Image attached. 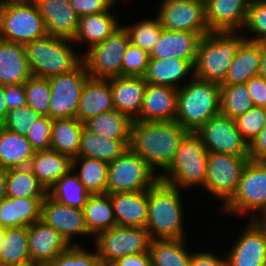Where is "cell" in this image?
<instances>
[{"label": "cell", "mask_w": 266, "mask_h": 266, "mask_svg": "<svg viewBox=\"0 0 266 266\" xmlns=\"http://www.w3.org/2000/svg\"><path fill=\"white\" fill-rule=\"evenodd\" d=\"M188 133L176 121L133 120L129 149L141 156L155 171L165 172L176 156L180 141Z\"/></svg>", "instance_id": "obj_1"}, {"label": "cell", "mask_w": 266, "mask_h": 266, "mask_svg": "<svg viewBox=\"0 0 266 266\" xmlns=\"http://www.w3.org/2000/svg\"><path fill=\"white\" fill-rule=\"evenodd\" d=\"M147 196L148 222L145 228L151 239H185L179 189L159 179L147 190Z\"/></svg>", "instance_id": "obj_2"}, {"label": "cell", "mask_w": 266, "mask_h": 266, "mask_svg": "<svg viewBox=\"0 0 266 266\" xmlns=\"http://www.w3.org/2000/svg\"><path fill=\"white\" fill-rule=\"evenodd\" d=\"M178 89L175 121L188 132H196L204 123L220 114V84L195 78Z\"/></svg>", "instance_id": "obj_3"}, {"label": "cell", "mask_w": 266, "mask_h": 266, "mask_svg": "<svg viewBox=\"0 0 266 266\" xmlns=\"http://www.w3.org/2000/svg\"><path fill=\"white\" fill-rule=\"evenodd\" d=\"M239 32H209L202 36L194 62L195 78L221 84L234 60L236 51L245 40Z\"/></svg>", "instance_id": "obj_4"}, {"label": "cell", "mask_w": 266, "mask_h": 266, "mask_svg": "<svg viewBox=\"0 0 266 266\" xmlns=\"http://www.w3.org/2000/svg\"><path fill=\"white\" fill-rule=\"evenodd\" d=\"M71 44H74L72 40L52 35L25 44L32 76L49 78L74 69L82 61V56Z\"/></svg>", "instance_id": "obj_5"}, {"label": "cell", "mask_w": 266, "mask_h": 266, "mask_svg": "<svg viewBox=\"0 0 266 266\" xmlns=\"http://www.w3.org/2000/svg\"><path fill=\"white\" fill-rule=\"evenodd\" d=\"M206 150L200 136L196 132H188L180 141L174 161L163 173H159L160 180L177 187L201 186L202 189L207 177Z\"/></svg>", "instance_id": "obj_6"}, {"label": "cell", "mask_w": 266, "mask_h": 266, "mask_svg": "<svg viewBox=\"0 0 266 266\" xmlns=\"http://www.w3.org/2000/svg\"><path fill=\"white\" fill-rule=\"evenodd\" d=\"M37 5L23 0L0 3V39L25 45L47 36Z\"/></svg>", "instance_id": "obj_7"}, {"label": "cell", "mask_w": 266, "mask_h": 266, "mask_svg": "<svg viewBox=\"0 0 266 266\" xmlns=\"http://www.w3.org/2000/svg\"><path fill=\"white\" fill-rule=\"evenodd\" d=\"M159 179V174L141 156L128 149L108 163L107 194L145 191Z\"/></svg>", "instance_id": "obj_8"}, {"label": "cell", "mask_w": 266, "mask_h": 266, "mask_svg": "<svg viewBox=\"0 0 266 266\" xmlns=\"http://www.w3.org/2000/svg\"><path fill=\"white\" fill-rule=\"evenodd\" d=\"M151 237L144 227L116 225L95 237L98 256L103 266L132 254L148 253Z\"/></svg>", "instance_id": "obj_9"}, {"label": "cell", "mask_w": 266, "mask_h": 266, "mask_svg": "<svg viewBox=\"0 0 266 266\" xmlns=\"http://www.w3.org/2000/svg\"><path fill=\"white\" fill-rule=\"evenodd\" d=\"M221 207L220 210L228 215H246L250 211L255 214L260 211L258 214H262L266 209V162L249 160L241 174L237 191Z\"/></svg>", "instance_id": "obj_10"}, {"label": "cell", "mask_w": 266, "mask_h": 266, "mask_svg": "<svg viewBox=\"0 0 266 266\" xmlns=\"http://www.w3.org/2000/svg\"><path fill=\"white\" fill-rule=\"evenodd\" d=\"M129 43L128 32L121 26L103 42L88 49L82 61L89 77L108 80L121 76L123 56Z\"/></svg>", "instance_id": "obj_11"}, {"label": "cell", "mask_w": 266, "mask_h": 266, "mask_svg": "<svg viewBox=\"0 0 266 266\" xmlns=\"http://www.w3.org/2000/svg\"><path fill=\"white\" fill-rule=\"evenodd\" d=\"M89 78L83 61L67 73L48 78L51 90V119L76 118L81 92Z\"/></svg>", "instance_id": "obj_12"}, {"label": "cell", "mask_w": 266, "mask_h": 266, "mask_svg": "<svg viewBox=\"0 0 266 266\" xmlns=\"http://www.w3.org/2000/svg\"><path fill=\"white\" fill-rule=\"evenodd\" d=\"M248 161L249 157L208 152L207 177L203 188L222 199L224 206L237 191L241 174Z\"/></svg>", "instance_id": "obj_13"}, {"label": "cell", "mask_w": 266, "mask_h": 266, "mask_svg": "<svg viewBox=\"0 0 266 266\" xmlns=\"http://www.w3.org/2000/svg\"><path fill=\"white\" fill-rule=\"evenodd\" d=\"M196 133L208 152L249 157V144L237 129L234 119L218 114L204 123Z\"/></svg>", "instance_id": "obj_14"}, {"label": "cell", "mask_w": 266, "mask_h": 266, "mask_svg": "<svg viewBox=\"0 0 266 266\" xmlns=\"http://www.w3.org/2000/svg\"><path fill=\"white\" fill-rule=\"evenodd\" d=\"M157 12L163 29L209 33L203 0H161Z\"/></svg>", "instance_id": "obj_15"}, {"label": "cell", "mask_w": 266, "mask_h": 266, "mask_svg": "<svg viewBox=\"0 0 266 266\" xmlns=\"http://www.w3.org/2000/svg\"><path fill=\"white\" fill-rule=\"evenodd\" d=\"M234 246L227 252V266H266V228L249 220Z\"/></svg>", "instance_id": "obj_16"}, {"label": "cell", "mask_w": 266, "mask_h": 266, "mask_svg": "<svg viewBox=\"0 0 266 266\" xmlns=\"http://www.w3.org/2000/svg\"><path fill=\"white\" fill-rule=\"evenodd\" d=\"M41 220L58 231L70 245H79L72 242L75 235H90L83 209L60 204L48 195L42 201Z\"/></svg>", "instance_id": "obj_17"}, {"label": "cell", "mask_w": 266, "mask_h": 266, "mask_svg": "<svg viewBox=\"0 0 266 266\" xmlns=\"http://www.w3.org/2000/svg\"><path fill=\"white\" fill-rule=\"evenodd\" d=\"M251 0H207L206 24L210 32H238L244 28Z\"/></svg>", "instance_id": "obj_18"}, {"label": "cell", "mask_w": 266, "mask_h": 266, "mask_svg": "<svg viewBox=\"0 0 266 266\" xmlns=\"http://www.w3.org/2000/svg\"><path fill=\"white\" fill-rule=\"evenodd\" d=\"M177 99V89L147 83L142 107L135 120L144 122L175 121Z\"/></svg>", "instance_id": "obj_19"}, {"label": "cell", "mask_w": 266, "mask_h": 266, "mask_svg": "<svg viewBox=\"0 0 266 266\" xmlns=\"http://www.w3.org/2000/svg\"><path fill=\"white\" fill-rule=\"evenodd\" d=\"M28 238L31 260L42 265L53 261L71 246L58 231L42 220L28 226Z\"/></svg>", "instance_id": "obj_20"}, {"label": "cell", "mask_w": 266, "mask_h": 266, "mask_svg": "<svg viewBox=\"0 0 266 266\" xmlns=\"http://www.w3.org/2000/svg\"><path fill=\"white\" fill-rule=\"evenodd\" d=\"M35 4L44 20L48 35L74 39L79 16L70 6L69 0H39Z\"/></svg>", "instance_id": "obj_21"}, {"label": "cell", "mask_w": 266, "mask_h": 266, "mask_svg": "<svg viewBox=\"0 0 266 266\" xmlns=\"http://www.w3.org/2000/svg\"><path fill=\"white\" fill-rule=\"evenodd\" d=\"M207 34L163 29L158 42L150 53V58L174 57L188 60L194 65L200 39Z\"/></svg>", "instance_id": "obj_22"}, {"label": "cell", "mask_w": 266, "mask_h": 266, "mask_svg": "<svg viewBox=\"0 0 266 266\" xmlns=\"http://www.w3.org/2000/svg\"><path fill=\"white\" fill-rule=\"evenodd\" d=\"M115 110L135 120L140 113L147 85L143 76H118L110 79Z\"/></svg>", "instance_id": "obj_23"}, {"label": "cell", "mask_w": 266, "mask_h": 266, "mask_svg": "<svg viewBox=\"0 0 266 266\" xmlns=\"http://www.w3.org/2000/svg\"><path fill=\"white\" fill-rule=\"evenodd\" d=\"M119 226L146 227L148 222L147 190L109 194Z\"/></svg>", "instance_id": "obj_24"}, {"label": "cell", "mask_w": 266, "mask_h": 266, "mask_svg": "<svg viewBox=\"0 0 266 266\" xmlns=\"http://www.w3.org/2000/svg\"><path fill=\"white\" fill-rule=\"evenodd\" d=\"M113 109L110 79L89 78L81 92L76 118L84 124L90 118Z\"/></svg>", "instance_id": "obj_25"}, {"label": "cell", "mask_w": 266, "mask_h": 266, "mask_svg": "<svg viewBox=\"0 0 266 266\" xmlns=\"http://www.w3.org/2000/svg\"><path fill=\"white\" fill-rule=\"evenodd\" d=\"M31 76L24 45L0 39V84L25 83Z\"/></svg>", "instance_id": "obj_26"}, {"label": "cell", "mask_w": 266, "mask_h": 266, "mask_svg": "<svg viewBox=\"0 0 266 266\" xmlns=\"http://www.w3.org/2000/svg\"><path fill=\"white\" fill-rule=\"evenodd\" d=\"M45 198L5 197L0 201V226H29L41 220V205Z\"/></svg>", "instance_id": "obj_27"}, {"label": "cell", "mask_w": 266, "mask_h": 266, "mask_svg": "<svg viewBox=\"0 0 266 266\" xmlns=\"http://www.w3.org/2000/svg\"><path fill=\"white\" fill-rule=\"evenodd\" d=\"M28 167L48 192L57 180L72 169V159L52 149L37 151Z\"/></svg>", "instance_id": "obj_28"}, {"label": "cell", "mask_w": 266, "mask_h": 266, "mask_svg": "<svg viewBox=\"0 0 266 266\" xmlns=\"http://www.w3.org/2000/svg\"><path fill=\"white\" fill-rule=\"evenodd\" d=\"M194 72L193 64L184 59L169 57L166 59L150 58L145 81L152 85L169 86L180 89L179 83L189 73Z\"/></svg>", "instance_id": "obj_29"}, {"label": "cell", "mask_w": 266, "mask_h": 266, "mask_svg": "<svg viewBox=\"0 0 266 266\" xmlns=\"http://www.w3.org/2000/svg\"><path fill=\"white\" fill-rule=\"evenodd\" d=\"M260 41L244 40L238 47L225 80L220 85L245 84L259 74Z\"/></svg>", "instance_id": "obj_30"}, {"label": "cell", "mask_w": 266, "mask_h": 266, "mask_svg": "<svg viewBox=\"0 0 266 266\" xmlns=\"http://www.w3.org/2000/svg\"><path fill=\"white\" fill-rule=\"evenodd\" d=\"M130 139H110L82 129L80 148L77 157H88L105 161H114L129 149Z\"/></svg>", "instance_id": "obj_31"}, {"label": "cell", "mask_w": 266, "mask_h": 266, "mask_svg": "<svg viewBox=\"0 0 266 266\" xmlns=\"http://www.w3.org/2000/svg\"><path fill=\"white\" fill-rule=\"evenodd\" d=\"M118 18L106 12L79 17L78 30L72 40L75 44L87 43L91 47L103 42L120 27Z\"/></svg>", "instance_id": "obj_32"}, {"label": "cell", "mask_w": 266, "mask_h": 266, "mask_svg": "<svg viewBox=\"0 0 266 266\" xmlns=\"http://www.w3.org/2000/svg\"><path fill=\"white\" fill-rule=\"evenodd\" d=\"M35 151L26 136L0 126V166L4 169L28 167Z\"/></svg>", "instance_id": "obj_33"}, {"label": "cell", "mask_w": 266, "mask_h": 266, "mask_svg": "<svg viewBox=\"0 0 266 266\" xmlns=\"http://www.w3.org/2000/svg\"><path fill=\"white\" fill-rule=\"evenodd\" d=\"M84 124L77 118L54 119L51 131V148L74 159L78 156Z\"/></svg>", "instance_id": "obj_34"}, {"label": "cell", "mask_w": 266, "mask_h": 266, "mask_svg": "<svg viewBox=\"0 0 266 266\" xmlns=\"http://www.w3.org/2000/svg\"><path fill=\"white\" fill-rule=\"evenodd\" d=\"M90 236H97L117 225L109 194H94L87 199L83 208Z\"/></svg>", "instance_id": "obj_35"}, {"label": "cell", "mask_w": 266, "mask_h": 266, "mask_svg": "<svg viewBox=\"0 0 266 266\" xmlns=\"http://www.w3.org/2000/svg\"><path fill=\"white\" fill-rule=\"evenodd\" d=\"M185 239H154L149 246L153 266H190L192 252L185 249Z\"/></svg>", "instance_id": "obj_36"}, {"label": "cell", "mask_w": 266, "mask_h": 266, "mask_svg": "<svg viewBox=\"0 0 266 266\" xmlns=\"http://www.w3.org/2000/svg\"><path fill=\"white\" fill-rule=\"evenodd\" d=\"M132 122L130 117L113 109L90 118L84 127L110 139H130Z\"/></svg>", "instance_id": "obj_37"}, {"label": "cell", "mask_w": 266, "mask_h": 266, "mask_svg": "<svg viewBox=\"0 0 266 266\" xmlns=\"http://www.w3.org/2000/svg\"><path fill=\"white\" fill-rule=\"evenodd\" d=\"M77 165L80 166V170L76 175L91 195L107 193V162L88 157H76L72 159L73 171L78 169Z\"/></svg>", "instance_id": "obj_38"}, {"label": "cell", "mask_w": 266, "mask_h": 266, "mask_svg": "<svg viewBox=\"0 0 266 266\" xmlns=\"http://www.w3.org/2000/svg\"><path fill=\"white\" fill-rule=\"evenodd\" d=\"M47 195L60 204L83 209L91 195L71 169L48 190Z\"/></svg>", "instance_id": "obj_39"}, {"label": "cell", "mask_w": 266, "mask_h": 266, "mask_svg": "<svg viewBox=\"0 0 266 266\" xmlns=\"http://www.w3.org/2000/svg\"><path fill=\"white\" fill-rule=\"evenodd\" d=\"M28 243V226L5 228L0 266H13L31 260Z\"/></svg>", "instance_id": "obj_40"}, {"label": "cell", "mask_w": 266, "mask_h": 266, "mask_svg": "<svg viewBox=\"0 0 266 266\" xmlns=\"http://www.w3.org/2000/svg\"><path fill=\"white\" fill-rule=\"evenodd\" d=\"M47 191L29 167L7 170V197L46 198Z\"/></svg>", "instance_id": "obj_41"}, {"label": "cell", "mask_w": 266, "mask_h": 266, "mask_svg": "<svg viewBox=\"0 0 266 266\" xmlns=\"http://www.w3.org/2000/svg\"><path fill=\"white\" fill-rule=\"evenodd\" d=\"M246 84L220 85V114L237 119L253 107Z\"/></svg>", "instance_id": "obj_42"}, {"label": "cell", "mask_w": 266, "mask_h": 266, "mask_svg": "<svg viewBox=\"0 0 266 266\" xmlns=\"http://www.w3.org/2000/svg\"><path fill=\"white\" fill-rule=\"evenodd\" d=\"M127 30L130 43L140 47L149 54L158 42L163 27L159 18L145 19L131 26H124Z\"/></svg>", "instance_id": "obj_43"}, {"label": "cell", "mask_w": 266, "mask_h": 266, "mask_svg": "<svg viewBox=\"0 0 266 266\" xmlns=\"http://www.w3.org/2000/svg\"><path fill=\"white\" fill-rule=\"evenodd\" d=\"M27 106L33 108L41 116L49 117L51 90L48 78L31 76L25 82Z\"/></svg>", "instance_id": "obj_44"}, {"label": "cell", "mask_w": 266, "mask_h": 266, "mask_svg": "<svg viewBox=\"0 0 266 266\" xmlns=\"http://www.w3.org/2000/svg\"><path fill=\"white\" fill-rule=\"evenodd\" d=\"M43 266H103L97 250L91 253L80 245H71L65 252L59 254L53 261Z\"/></svg>", "instance_id": "obj_45"}, {"label": "cell", "mask_w": 266, "mask_h": 266, "mask_svg": "<svg viewBox=\"0 0 266 266\" xmlns=\"http://www.w3.org/2000/svg\"><path fill=\"white\" fill-rule=\"evenodd\" d=\"M237 129L250 145L266 124V108L253 106L235 119Z\"/></svg>", "instance_id": "obj_46"}, {"label": "cell", "mask_w": 266, "mask_h": 266, "mask_svg": "<svg viewBox=\"0 0 266 266\" xmlns=\"http://www.w3.org/2000/svg\"><path fill=\"white\" fill-rule=\"evenodd\" d=\"M244 29L255 34V37H247L246 40H266V0H251Z\"/></svg>", "instance_id": "obj_47"}, {"label": "cell", "mask_w": 266, "mask_h": 266, "mask_svg": "<svg viewBox=\"0 0 266 266\" xmlns=\"http://www.w3.org/2000/svg\"><path fill=\"white\" fill-rule=\"evenodd\" d=\"M150 54L131 43L126 48L121 65V76H145Z\"/></svg>", "instance_id": "obj_48"}, {"label": "cell", "mask_w": 266, "mask_h": 266, "mask_svg": "<svg viewBox=\"0 0 266 266\" xmlns=\"http://www.w3.org/2000/svg\"><path fill=\"white\" fill-rule=\"evenodd\" d=\"M39 117H41L39 113L26 105L24 107L9 111L1 127L26 136L29 132V128L33 126V123Z\"/></svg>", "instance_id": "obj_49"}, {"label": "cell", "mask_w": 266, "mask_h": 266, "mask_svg": "<svg viewBox=\"0 0 266 266\" xmlns=\"http://www.w3.org/2000/svg\"><path fill=\"white\" fill-rule=\"evenodd\" d=\"M52 124L53 119L47 116H41L29 128L26 138L35 152L49 150L51 148Z\"/></svg>", "instance_id": "obj_50"}, {"label": "cell", "mask_w": 266, "mask_h": 266, "mask_svg": "<svg viewBox=\"0 0 266 266\" xmlns=\"http://www.w3.org/2000/svg\"><path fill=\"white\" fill-rule=\"evenodd\" d=\"M69 2L79 17L106 12L114 7L111 0H69Z\"/></svg>", "instance_id": "obj_51"}, {"label": "cell", "mask_w": 266, "mask_h": 266, "mask_svg": "<svg viewBox=\"0 0 266 266\" xmlns=\"http://www.w3.org/2000/svg\"><path fill=\"white\" fill-rule=\"evenodd\" d=\"M4 97L8 111L26 106L25 83L5 85Z\"/></svg>", "instance_id": "obj_52"}, {"label": "cell", "mask_w": 266, "mask_h": 266, "mask_svg": "<svg viewBox=\"0 0 266 266\" xmlns=\"http://www.w3.org/2000/svg\"><path fill=\"white\" fill-rule=\"evenodd\" d=\"M254 106L266 108V79L257 75L245 83Z\"/></svg>", "instance_id": "obj_53"}, {"label": "cell", "mask_w": 266, "mask_h": 266, "mask_svg": "<svg viewBox=\"0 0 266 266\" xmlns=\"http://www.w3.org/2000/svg\"><path fill=\"white\" fill-rule=\"evenodd\" d=\"M190 266H227L225 257H218L213 252H192Z\"/></svg>", "instance_id": "obj_54"}, {"label": "cell", "mask_w": 266, "mask_h": 266, "mask_svg": "<svg viewBox=\"0 0 266 266\" xmlns=\"http://www.w3.org/2000/svg\"><path fill=\"white\" fill-rule=\"evenodd\" d=\"M249 160L266 162V124L249 145Z\"/></svg>", "instance_id": "obj_55"}, {"label": "cell", "mask_w": 266, "mask_h": 266, "mask_svg": "<svg viewBox=\"0 0 266 266\" xmlns=\"http://www.w3.org/2000/svg\"><path fill=\"white\" fill-rule=\"evenodd\" d=\"M110 266H153V263L149 253H140L122 257Z\"/></svg>", "instance_id": "obj_56"}, {"label": "cell", "mask_w": 266, "mask_h": 266, "mask_svg": "<svg viewBox=\"0 0 266 266\" xmlns=\"http://www.w3.org/2000/svg\"><path fill=\"white\" fill-rule=\"evenodd\" d=\"M261 62L259 66V76L266 79V40L260 41Z\"/></svg>", "instance_id": "obj_57"}, {"label": "cell", "mask_w": 266, "mask_h": 266, "mask_svg": "<svg viewBox=\"0 0 266 266\" xmlns=\"http://www.w3.org/2000/svg\"><path fill=\"white\" fill-rule=\"evenodd\" d=\"M8 112L9 111L4 97V86L0 84V126L5 121Z\"/></svg>", "instance_id": "obj_58"}, {"label": "cell", "mask_w": 266, "mask_h": 266, "mask_svg": "<svg viewBox=\"0 0 266 266\" xmlns=\"http://www.w3.org/2000/svg\"><path fill=\"white\" fill-rule=\"evenodd\" d=\"M7 196V170L0 166V201Z\"/></svg>", "instance_id": "obj_59"}, {"label": "cell", "mask_w": 266, "mask_h": 266, "mask_svg": "<svg viewBox=\"0 0 266 266\" xmlns=\"http://www.w3.org/2000/svg\"><path fill=\"white\" fill-rule=\"evenodd\" d=\"M250 215L249 219L250 220H256L261 226H263L264 228H266V209L262 212L261 215Z\"/></svg>", "instance_id": "obj_60"}, {"label": "cell", "mask_w": 266, "mask_h": 266, "mask_svg": "<svg viewBox=\"0 0 266 266\" xmlns=\"http://www.w3.org/2000/svg\"><path fill=\"white\" fill-rule=\"evenodd\" d=\"M13 266H43L41 263L29 260L23 263H19L17 265H13Z\"/></svg>", "instance_id": "obj_61"}, {"label": "cell", "mask_w": 266, "mask_h": 266, "mask_svg": "<svg viewBox=\"0 0 266 266\" xmlns=\"http://www.w3.org/2000/svg\"><path fill=\"white\" fill-rule=\"evenodd\" d=\"M4 236H5V228L0 226V248L4 240Z\"/></svg>", "instance_id": "obj_62"}, {"label": "cell", "mask_w": 266, "mask_h": 266, "mask_svg": "<svg viewBox=\"0 0 266 266\" xmlns=\"http://www.w3.org/2000/svg\"><path fill=\"white\" fill-rule=\"evenodd\" d=\"M23 1H26V2H31V3H36V2H38L39 0H23Z\"/></svg>", "instance_id": "obj_63"}]
</instances>
